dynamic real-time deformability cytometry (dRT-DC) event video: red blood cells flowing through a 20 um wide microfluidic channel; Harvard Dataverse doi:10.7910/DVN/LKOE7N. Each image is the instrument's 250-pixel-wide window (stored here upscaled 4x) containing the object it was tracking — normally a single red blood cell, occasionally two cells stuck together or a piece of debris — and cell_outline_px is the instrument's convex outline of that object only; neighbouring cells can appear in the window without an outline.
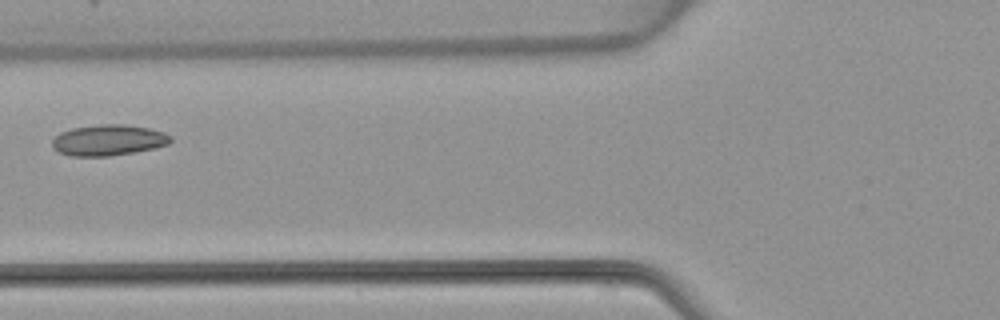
{"species": "common noctule bat (a hibernating species)", "species_latin": "Nyctalus noctula", "temperature_condition": "warm", "stored_images_in_passage": 4, "camera_frame_rate_fps": 3000, "um_per_image_px": 0.085, "animal": {"sex": "female", "body_mass_g": 22.7, "forearm_length_mm": 54.2}, "frame": {"image": 1, "passage_image": 4, "time_ms": 4.0, "image_size_px": [1000, 320], "cell_outline_px": [[172, 140], [168, 144], [152, 148], [112, 156], [68, 156], [52, 148], [52, 140], [60, 132], [72, 128], [100, 124], [124, 124], [148, 128], [164, 132], [172, 136]], "centroid_in_image_um": [9.19, 11.91], "position_along_channel_um": 116.6, "area_um2": 21.33}}